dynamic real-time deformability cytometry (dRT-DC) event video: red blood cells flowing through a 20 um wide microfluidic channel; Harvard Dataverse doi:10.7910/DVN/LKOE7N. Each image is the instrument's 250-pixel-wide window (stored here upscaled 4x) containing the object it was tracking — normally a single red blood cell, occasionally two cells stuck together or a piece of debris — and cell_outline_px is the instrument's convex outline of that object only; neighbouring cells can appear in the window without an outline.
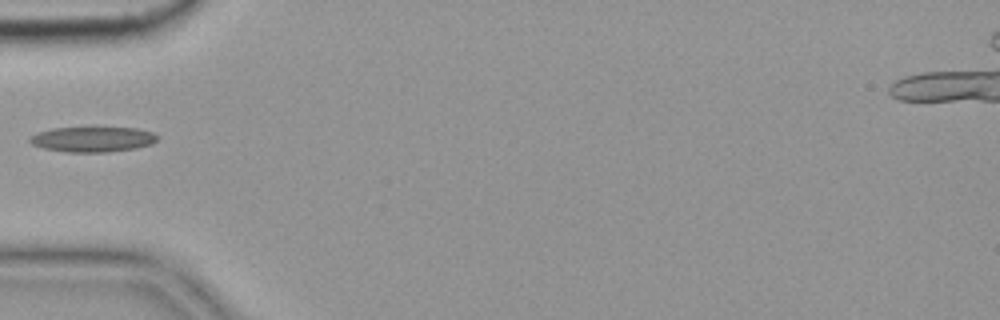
{"species": "common noctule bat (a hibernating species)", "species_latin": "Nyctalus noctula", "temperature_condition": "cold", "stored_images_in_passage": 3, "camera_frame_rate_fps": 3000, "um_per_image_px": 0.085, "animal": {"sex": "female", "body_mass_g": 19.9}, "frame": {"image": 1, "passage_image": 2, "time_ms": 0.333, "image_size_px": [1000, 320], "cell_outline_px": [[156, 140], [152, 144], [136, 148], [108, 152], [68, 152], [44, 148], [32, 144], [28, 140], [36, 132], [52, 128], [136, 128], [152, 132], [156, 136]], "centroid_in_image_um": [7.86, 11.84], "position_along_channel_um": 77.1, "area_um2": 18.55}}
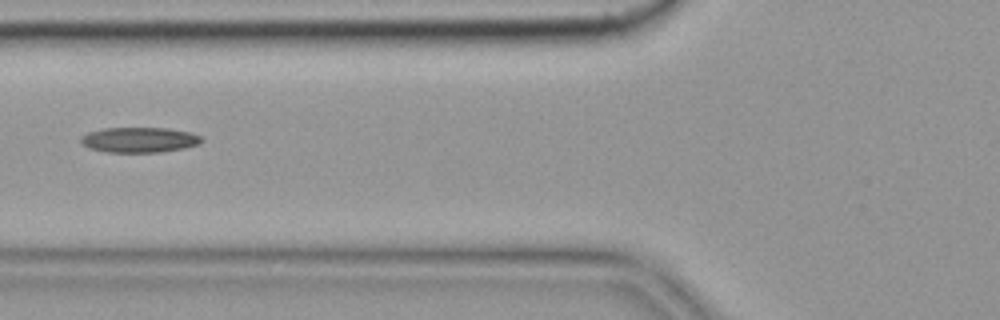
{"frame": {"image": 2, "passage_image": 3, "time_ms": 0.667, "image_size_px": [1000, 320], "cell_outline_px": [[204, 140], [200, 144], [184, 148], [160, 152], [108, 152], [88, 148], [80, 140], [80, 136], [88, 132], [104, 128], [168, 128], [192, 132], [200, 136]], "centroid_in_image_um": [11.87, 11.88], "position_along_channel_um": 113.9, "area_um2": 17.86}}